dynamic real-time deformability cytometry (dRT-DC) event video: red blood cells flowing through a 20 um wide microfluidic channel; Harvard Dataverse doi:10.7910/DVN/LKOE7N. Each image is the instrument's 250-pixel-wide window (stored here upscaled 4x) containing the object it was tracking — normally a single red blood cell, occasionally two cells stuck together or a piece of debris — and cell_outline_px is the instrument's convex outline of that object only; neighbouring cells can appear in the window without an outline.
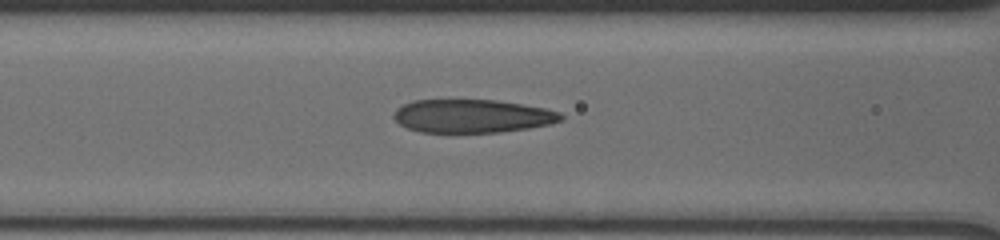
{"species": "human", "species_latin": "Homo sapiens", "temperature_condition": "cold", "stored_images_in_passage": 10, "camera_frame_rate_fps": 3000, "um_per_image_px": 0.085, "donor": {"sex": "male"}, "frame": {"image": 1, "passage_image": 6, "time_ms": 1.667, "image_size_px": [1000, 240], "cell_outline_px": [[564, 120], [552, 124], [528, 128], [500, 132], [420, 132], [408, 128], [400, 124], [392, 116], [396, 108], [412, 100], [496, 100], [544, 108], [560, 112], [564, 116]], "centroid_in_image_um": [40.15, 9.86], "position_along_channel_um": 126.4, "area_um2": 32.48}}
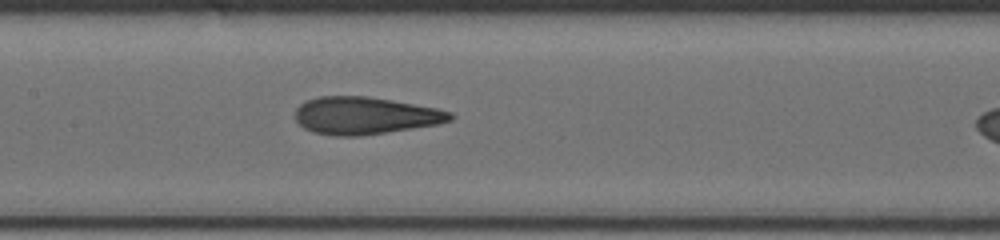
{"frame": {"image": 2, "passage_image": 9, "time_ms": 3.0, "image_size_px": [1000, 240], "cell_outline_px": [[456, 116], [452, 120], [436, 124], [360, 136], [336, 136], [312, 132], [304, 128], [296, 120], [296, 108], [300, 104], [308, 100], [320, 96], [368, 96], [392, 100], [436, 108], [452, 112]], "centroid_in_image_um": [31.02, 9.82], "position_along_channel_um": 176.4, "area_um2": 33.58}}